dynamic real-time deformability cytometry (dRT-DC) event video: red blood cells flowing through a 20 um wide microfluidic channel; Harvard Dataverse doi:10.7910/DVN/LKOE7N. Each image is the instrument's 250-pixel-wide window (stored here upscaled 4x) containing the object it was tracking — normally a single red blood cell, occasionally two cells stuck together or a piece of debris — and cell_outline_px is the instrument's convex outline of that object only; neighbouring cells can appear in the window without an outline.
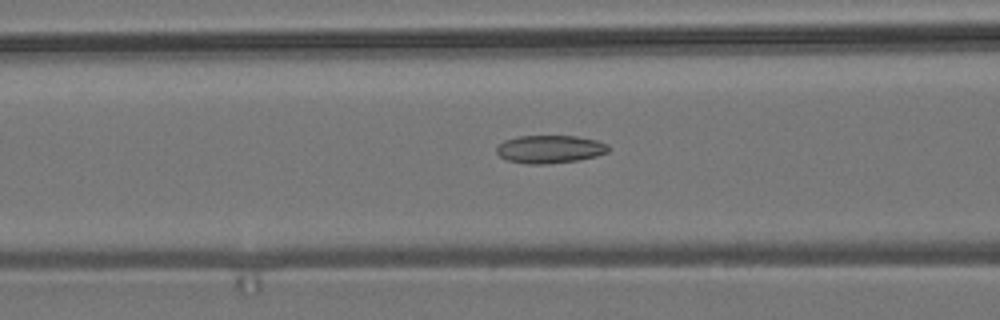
{"species": "common noctule bat (a hibernating species)", "species_latin": "Nyctalus noctula", "temperature_condition": "room temperature", "stored_images_in_passage": 9, "camera_frame_rate_fps": 3000, "um_per_image_px": 0.085, "animal": {"sex": "male", "body_mass_g": 19.2, "forearm_length_mm": 51.8}, "frame": {"image": 1, "passage_image": 7, "time_ms": 2.0, "image_size_px": [1000, 320], "cell_outline_px": [[612, 148], [608, 152], [596, 156], [576, 160], [544, 164], [528, 164], [508, 160], [500, 156], [496, 152], [496, 148], [504, 140], [520, 136], [576, 136], [596, 140], [608, 144]], "centroid_in_image_um": [46.76, 12.67], "position_along_channel_um": 119.8, "area_um2": 18.15}}